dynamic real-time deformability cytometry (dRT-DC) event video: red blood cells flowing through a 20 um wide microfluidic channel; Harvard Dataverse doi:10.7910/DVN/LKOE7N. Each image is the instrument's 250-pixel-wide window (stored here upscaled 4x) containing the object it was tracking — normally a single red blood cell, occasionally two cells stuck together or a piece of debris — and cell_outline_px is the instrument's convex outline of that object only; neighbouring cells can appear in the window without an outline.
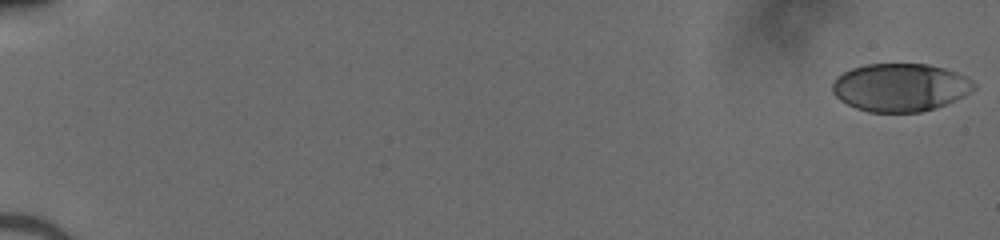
{"species": "human", "species_latin": "Homo sapiens", "temperature_condition": "cold", "stored_images_in_passage": 52, "camera_frame_rate_fps": 3000, "um_per_image_px": 0.085, "donor": {"sex": "male"}, "frame": {"image": 1, "passage_image": 1, "time_ms": 0.0, "image_size_px": [1000, 240], "cell_outline_px": [[976, 88], [964, 96], [936, 108], [920, 112], [868, 112], [856, 108], [840, 100], [832, 92], [832, 84], [844, 72], [852, 68], [868, 64], [928, 64], [944, 68], [956, 72], [972, 80], [976, 84]], "centroid_in_image_um": [76.54, 7.43], "position_along_channel_um": 8.5, "area_um2": 39.48}}
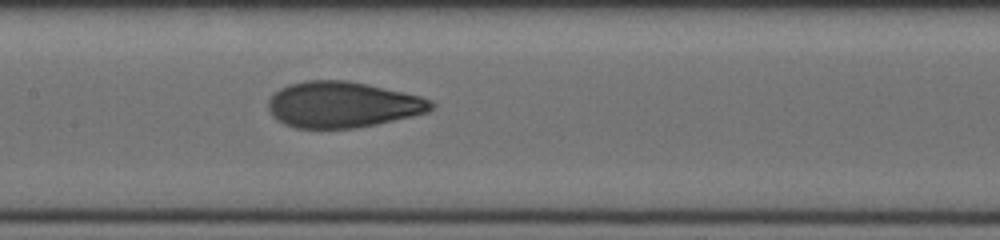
{"frame": {"image": 2, "passage_image": 28, "time_ms": 9.0, "image_size_px": [1000, 240], "cell_outline_px": [[436, 104], [428, 112], [412, 116], [376, 124], [356, 128], [296, 128], [284, 124], [268, 108], [268, 100], [280, 88], [288, 84], [304, 80], [348, 80], [368, 84], [420, 96], [432, 100]], "centroid_in_image_um": [29.14, 8.88], "position_along_channel_um": 178.3, "area_um2": 43.52}}
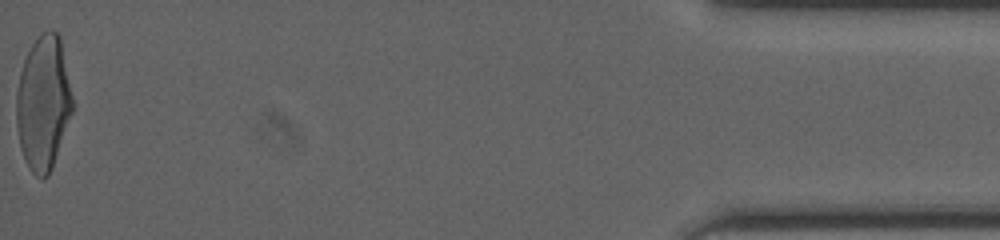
{"frame": {"image": 3, "passage_image": 52, "time_ms": 17.0, "image_size_px": [1000, 240], "cell_outline_px": [[72, 112], [52, 168], [48, 176], [36, 176], [28, 168], [24, 160], [20, 148], [16, 124], [16, 92], [20, 72], [24, 60], [32, 44], [44, 32], [56, 32], [60, 36], [72, 96]], "centroid_in_image_um": [3.66, 8.79], "position_along_channel_um": 431.5, "area_um2": 43.47}}